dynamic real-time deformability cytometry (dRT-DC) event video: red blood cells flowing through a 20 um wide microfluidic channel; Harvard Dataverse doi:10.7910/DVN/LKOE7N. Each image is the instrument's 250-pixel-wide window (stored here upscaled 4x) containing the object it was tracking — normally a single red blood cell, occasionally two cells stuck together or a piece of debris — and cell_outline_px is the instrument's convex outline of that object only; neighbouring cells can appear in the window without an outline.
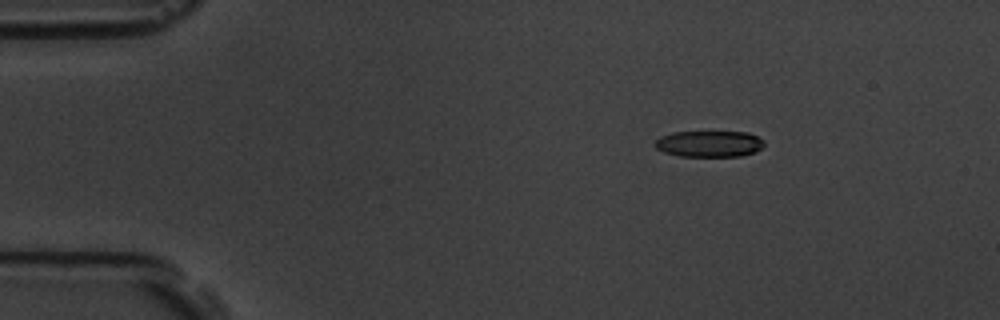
{"species": "common noctule bat (a hibernating species)", "species_latin": "Nyctalus noctula", "temperature_condition": "room temperature", "stored_images_in_passage": 10, "camera_frame_rate_fps": 3000, "um_per_image_px": 0.085, "animal": {"sex": "male", "body_mass_g": 19.5, "forearm_length_mm": 54.6}, "frame": {"image": 1, "passage_image": 3, "time_ms": 2.333, "image_size_px": [1000, 320], "cell_outline_px": [[764, 144], [756, 152], [740, 156], [680, 156], [664, 152], [656, 148], [652, 144], [660, 136], [672, 132], [748, 132], [764, 140]], "centroid_in_image_um": [60.26, 12.22], "position_along_channel_um": 24.7, "area_um2": 16.76}}
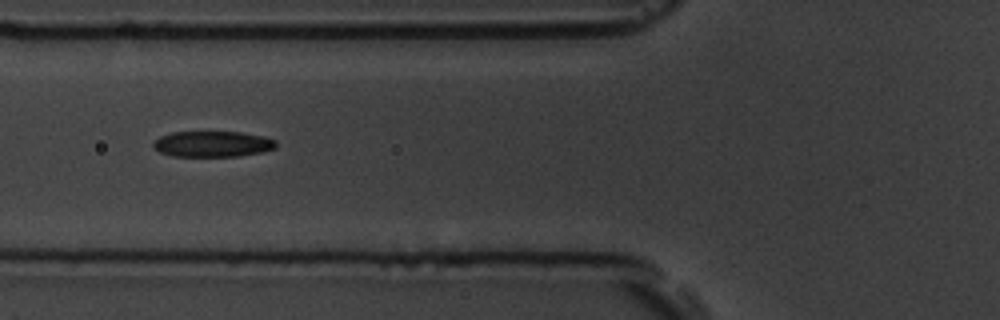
{"frame": {"image": 2, "passage_image": 7, "time_ms": 6.667, "image_size_px": [1000, 320], "cell_outline_px": [[276, 148], [260, 152], [236, 156], [172, 156], [160, 152], [152, 144], [160, 136], [172, 132], [240, 132], [264, 136], [276, 140]], "centroid_in_image_um": [18.08, 12.23], "position_along_channel_um": 107.7, "area_um2": 18.32}}
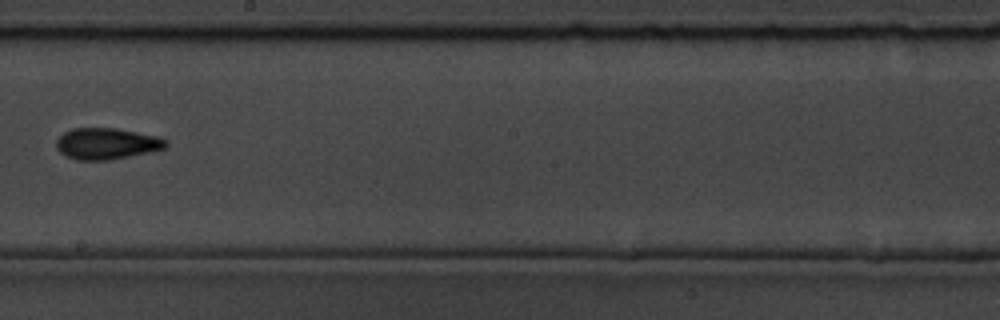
{"frame": {"image": 3, "passage_image": 10, "time_ms": 10.333, "image_size_px": [1000, 320], "cell_outline_px": [[168, 144], [164, 148], [148, 152], [108, 160], [76, 160], [64, 156], [56, 148], [56, 140], [64, 132], [72, 128], [116, 128], [160, 136], [168, 140]], "centroid_in_image_um": [9.05, 12.2], "position_along_channel_um": 239.1, "area_um2": 20.11}}